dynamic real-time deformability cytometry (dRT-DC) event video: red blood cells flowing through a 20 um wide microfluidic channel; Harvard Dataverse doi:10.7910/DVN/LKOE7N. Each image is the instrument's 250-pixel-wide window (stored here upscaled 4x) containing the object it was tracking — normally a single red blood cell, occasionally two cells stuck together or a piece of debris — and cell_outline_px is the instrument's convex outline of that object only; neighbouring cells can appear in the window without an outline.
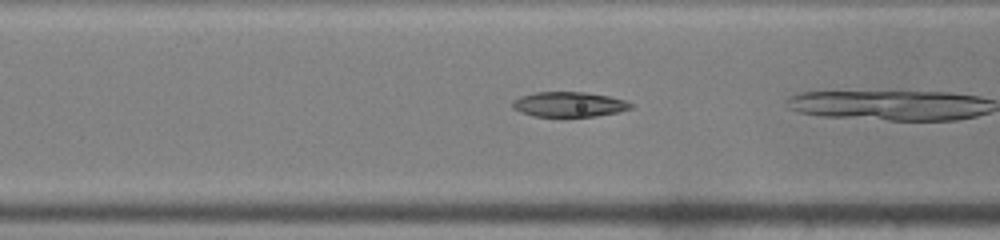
{"species": "common noctule bat (a hibernating species)", "species_latin": "Nyctalus noctula", "temperature_condition": "warm", "stored_images_in_passage": 10, "camera_frame_rate_fps": 3000, "um_per_image_px": 0.085, "animal": {"sex": "male", "body_mass_g": 19.0, "forearm_length_mm": 50.8}, "frame": {"image": 1, "passage_image": 9, "time_ms": 2.667, "image_size_px": [1000, 240], "cell_outline_px": [[632, 108], [616, 112], [596, 116], [532, 116], [520, 112], [512, 108], [512, 100], [536, 92], [584, 92], [608, 96], [624, 100], [632, 104]], "centroid_in_image_um": [48.34, 8.87], "position_along_channel_um": 118.3, "area_um2": 16.99}}